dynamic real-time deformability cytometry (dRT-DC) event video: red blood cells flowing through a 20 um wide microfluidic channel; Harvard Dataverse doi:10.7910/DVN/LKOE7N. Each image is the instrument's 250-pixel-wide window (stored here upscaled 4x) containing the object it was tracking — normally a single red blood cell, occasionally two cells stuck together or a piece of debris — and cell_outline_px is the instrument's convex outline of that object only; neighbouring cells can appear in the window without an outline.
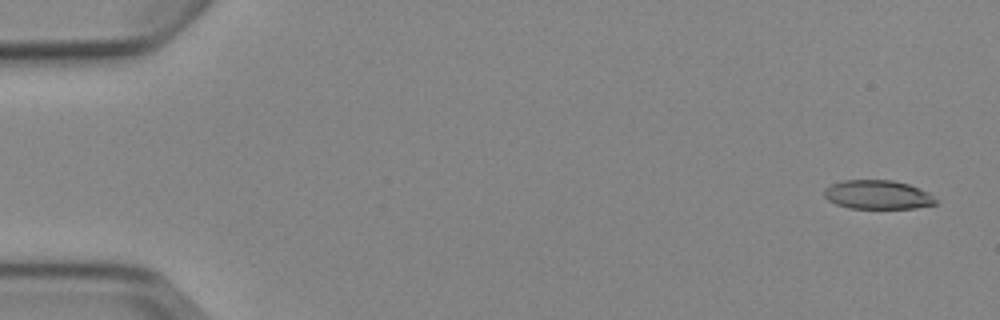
{"species": "Egyptian fruit bat (a non-hibernating species)", "species_latin": "Rousettus aegyptiacus", "temperature_condition": "cold", "stored_images_in_passage": 6, "camera_frame_rate_fps": 3000, "um_per_image_px": 0.085, "animal": {"sex": "female"}, "frame": {"image": 1, "passage_image": 1, "time_ms": 0.0, "image_size_px": [1000, 320], "cell_outline_px": [[936, 204], [916, 208], [848, 208], [836, 204], [828, 200], [824, 196], [824, 188], [832, 184], [844, 180], [892, 180], [908, 184], [920, 188], [928, 192], [936, 200]], "centroid_in_image_um": [74.59, 16.55], "position_along_channel_um": 10.4, "area_um2": 18.79}}